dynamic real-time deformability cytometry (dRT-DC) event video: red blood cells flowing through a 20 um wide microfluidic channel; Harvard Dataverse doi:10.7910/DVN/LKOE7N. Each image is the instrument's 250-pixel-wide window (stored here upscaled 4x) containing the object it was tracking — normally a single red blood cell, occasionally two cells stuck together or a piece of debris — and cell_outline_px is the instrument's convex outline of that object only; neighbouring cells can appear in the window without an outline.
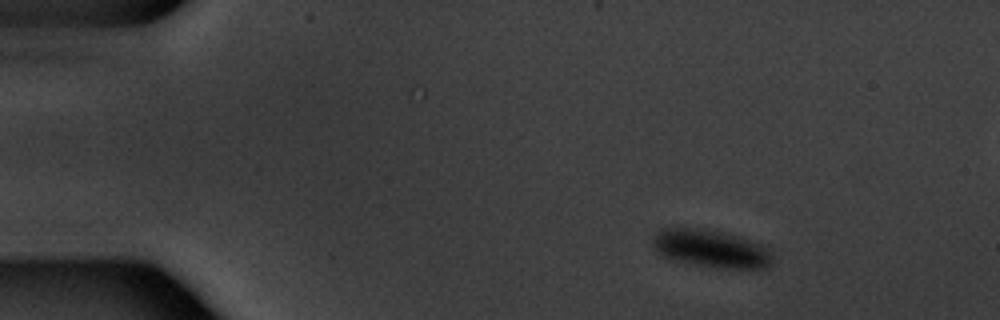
{"species": "common noctule bat (a hibernating species)", "species_latin": "Nyctalus noctula", "temperature_condition": "warm", "stored_images_in_passage": 49, "segment_of_instrument_passage": [1, 2], "camera_frame_rate_fps": 3000, "um_per_image_px": 0.085, "animal": {"sex": "male", "body_mass_g": 20.1, "forearm_length_mm": 53.5}, "frame": {"image": 1, "passage_image": 1, "time_ms": 0.0, "image_size_px": [1000, 320], "cell_outline_px": [[772, 264], [768, 268], [720, 268], [696, 264], [676, 260], [660, 256], [656, 252], [652, 244], [652, 240], [656, 232], [660, 228], [696, 228], [724, 232], [764, 244], [772, 252]], "centroid_in_image_um": [60.44, 21.13], "position_along_channel_um": 24.6, "area_um2": 26.53}}
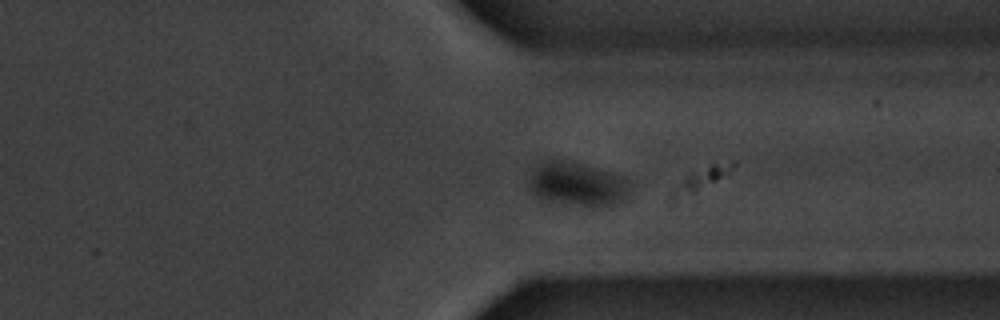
{"frame": {"image": 2, "passage_image": 35, "time_ms": 11.333, "image_size_px": [1000, 320], "cell_outline_px": [[632, 192], [620, 204], [612, 208], [568, 208], [540, 200], [528, 188], [528, 180], [532, 172], [544, 160], [572, 160], [624, 176], [628, 180]], "centroid_in_image_um": [49.12, 15.74], "position_along_channel_um": 362.3, "area_um2": 27.8}}
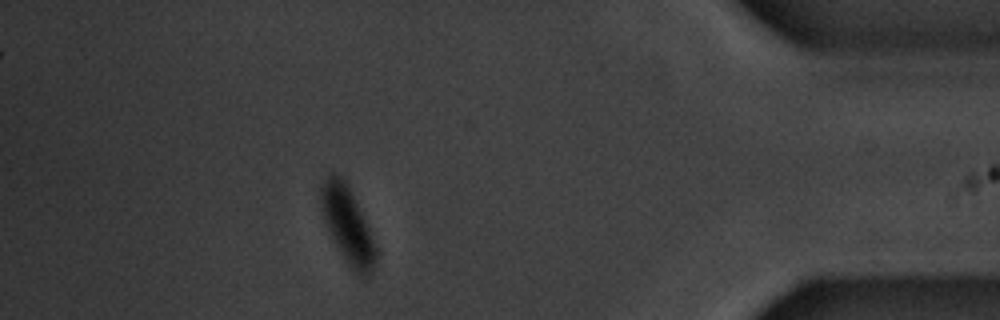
{"frame": {"image": 3, "passage_image": 42, "time_ms": 13.667, "image_size_px": [1000, 320], "cell_outline_px": [[376, 260], [372, 272], [368, 280], [364, 280], [352, 272], [332, 240], [320, 208], [320, 188], [328, 176], [332, 172], [336, 172], [348, 184], [372, 236]], "centroid_in_image_um": [29.53, 19.2], "position_along_channel_um": 405.7, "area_um2": 24.57}}